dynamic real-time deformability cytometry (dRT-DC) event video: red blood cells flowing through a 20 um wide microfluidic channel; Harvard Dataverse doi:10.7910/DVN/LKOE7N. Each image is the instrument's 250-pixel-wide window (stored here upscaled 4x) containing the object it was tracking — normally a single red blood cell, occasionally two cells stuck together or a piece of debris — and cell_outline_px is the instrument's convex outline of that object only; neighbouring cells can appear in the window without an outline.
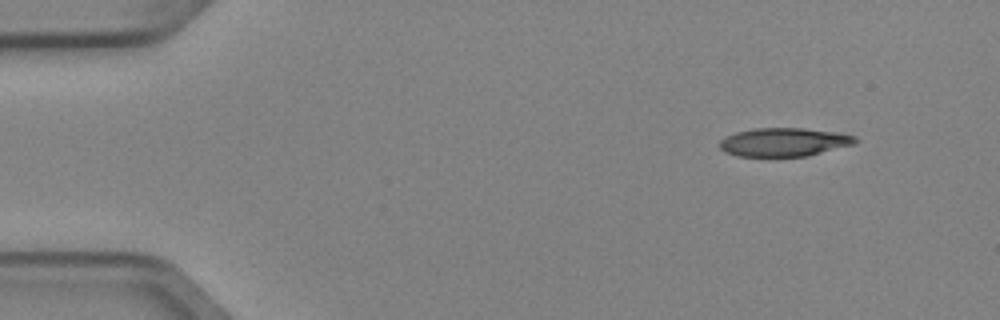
{"species": "Egyptian fruit bat (a non-hibernating species)", "species_latin": "Rousettus aegyptiacus", "temperature_condition": "cold", "stored_images_in_passage": 4, "camera_frame_rate_fps": 3000, "um_per_image_px": 0.085, "animal": {"sex": "female"}, "frame": {"image": 1, "passage_image": 1, "time_ms": 0.0, "image_size_px": [1000, 320], "cell_outline_px": [[860, 140], [856, 144], [808, 156], [736, 156], [724, 152], [720, 148], [720, 140], [736, 132], [756, 128], [800, 128], [840, 132], [856, 136]], "centroid_in_image_um": [66.71, 12.08], "position_along_channel_um": 18.3, "area_um2": 22.72}}